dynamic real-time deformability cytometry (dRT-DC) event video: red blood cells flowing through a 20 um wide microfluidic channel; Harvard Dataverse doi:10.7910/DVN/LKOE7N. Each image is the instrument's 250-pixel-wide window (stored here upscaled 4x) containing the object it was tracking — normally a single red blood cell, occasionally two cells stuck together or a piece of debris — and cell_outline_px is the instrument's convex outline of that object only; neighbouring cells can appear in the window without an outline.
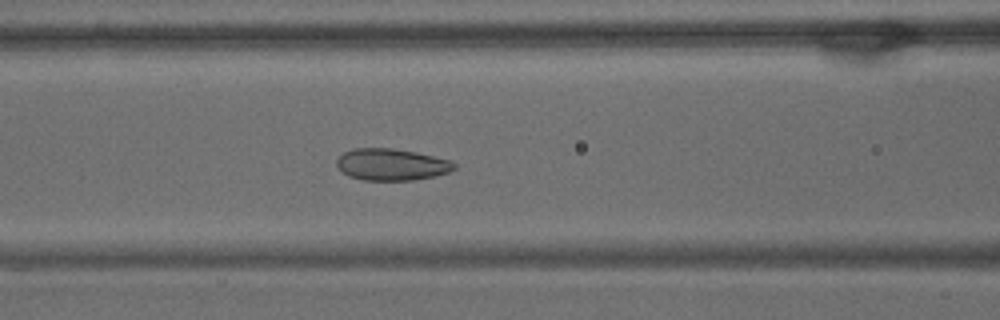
{"species": "common noctule bat (a hibernating species)", "species_latin": "Nyctalus noctula", "temperature_condition": "warm", "stored_images_in_passage": 58, "camera_frame_rate_fps": 3000, "um_per_image_px": 0.085, "animal": {"sex": "male", "body_mass_g": 15.6}, "frame": {"image": 1, "passage_image": 24, "time_ms": 7.667, "image_size_px": [1000, 320], "cell_outline_px": [[456, 168], [448, 172], [436, 176], [412, 180], [360, 180], [348, 176], [336, 164], [336, 160], [344, 152], [352, 148], [392, 148], [416, 152], [452, 160], [456, 164]], "centroid_in_image_um": [33.3, 13.98], "position_along_channel_um": 133.3, "area_um2": 21.85}}
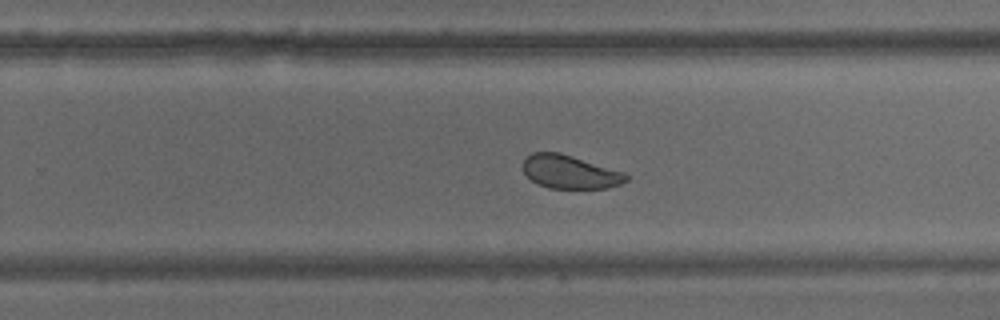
{"frame": {"image": 2, "passage_image": 37, "time_ms": 12.0, "image_size_px": [1000, 320], "cell_outline_px": [[628, 180], [620, 184], [608, 188], [548, 188], [536, 184], [524, 172], [524, 156], [532, 152], [560, 152], [624, 172], [628, 176]], "centroid_in_image_um": [48.43, 14.61], "position_along_channel_um": 281.4, "area_um2": 20.11}}
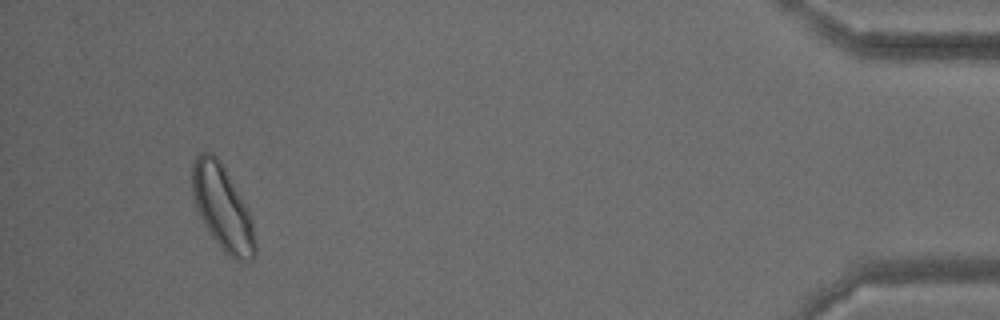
{"frame": {"image": 3, "passage_image": 55, "time_ms": 18.0, "image_size_px": [1000, 320], "cell_outline_px": [[256, 256], [252, 260], [240, 264], [224, 252], [220, 248], [208, 232], [196, 208], [192, 192], [192, 164], [196, 156], [200, 152], [212, 152], [220, 160], [252, 216], [256, 240]], "centroid_in_image_um": [18.94, 17.72], "position_along_channel_um": 416.3, "area_um2": 31.56}, "authors_computed_cell_mechanics": {"area_um2": 24.8251, "velocity_mm_per_s": 3.4285, "shape_relaxation_time_tau1_ms": 3.8368, "shape_relaxation_time_tau2_ms": 1.0239, "deformation_change_tau1": 0.106, "deformation_change_tau2": 0.0631}}